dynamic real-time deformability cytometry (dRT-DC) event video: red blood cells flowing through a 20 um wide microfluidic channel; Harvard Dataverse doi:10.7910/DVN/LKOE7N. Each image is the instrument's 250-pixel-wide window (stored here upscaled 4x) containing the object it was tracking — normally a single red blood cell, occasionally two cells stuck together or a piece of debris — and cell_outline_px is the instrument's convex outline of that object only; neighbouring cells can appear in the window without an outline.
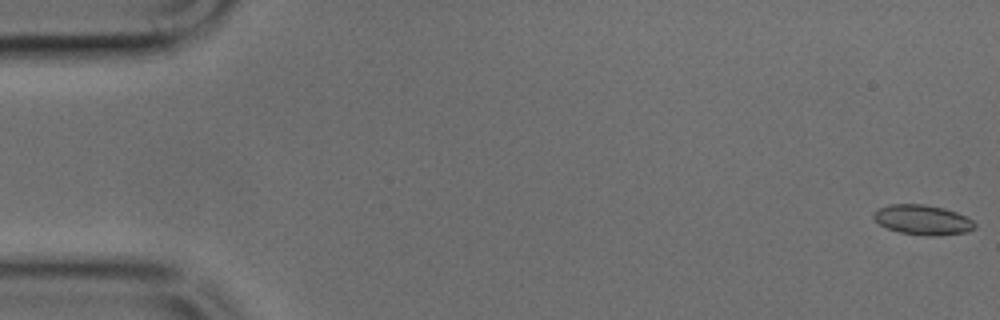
{"species": "common noctule bat (a hibernating species)", "species_latin": "Nyctalus noctula", "temperature_condition": "cold", "stored_images_in_passage": 49, "camera_frame_rate_fps": 3000, "um_per_image_px": 0.085, "animal": {"sex": "male", "body_mass_g": 17.9, "forearm_length_mm": 54.2}, "frame": {"image": 1, "passage_image": 1, "time_ms": 0.0, "image_size_px": [1000, 320], "cell_outline_px": [[976, 228], [968, 232], [932, 236], [924, 236], [900, 232], [888, 228], [880, 224], [872, 216], [872, 212], [888, 204], [924, 204], [944, 208], [956, 212], [972, 220], [976, 224]], "centroid_in_image_um": [78.43, 18.68], "position_along_channel_um": 6.6, "area_um2": 17.63}}
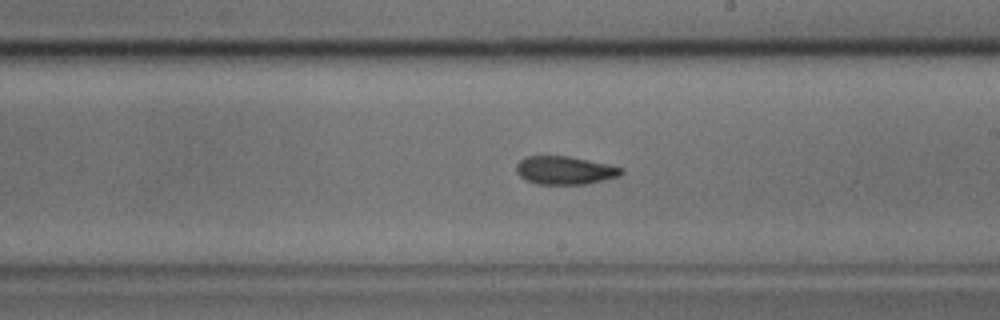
{"frame": {"image": 2, "passage_image": 28, "time_ms": 9.0, "image_size_px": [1000, 320], "cell_outline_px": [[624, 172], [620, 176], [584, 184], [536, 184], [520, 176], [516, 172], [516, 164], [520, 160], [528, 156], [568, 156], [608, 164], [624, 168]], "centroid_in_image_um": [48.02, 14.47], "position_along_channel_um": 241.0, "area_um2": 17.17}}
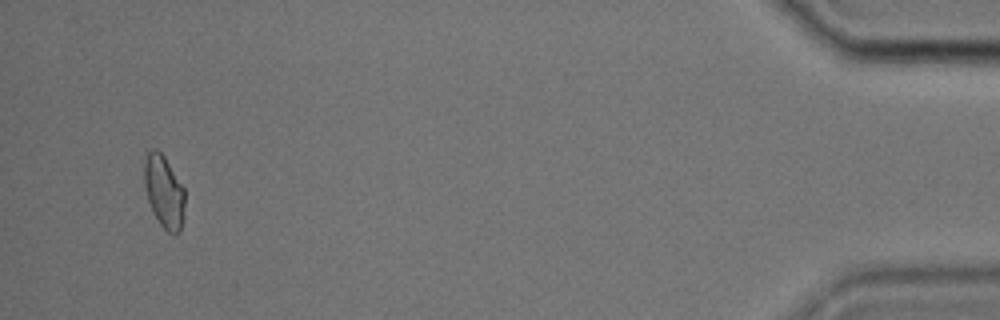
{"frame": {"image": 3, "passage_image": 47, "time_ms": 15.333, "image_size_px": [1000, 320], "cell_outline_px": [[184, 216], [180, 232], [176, 236], [172, 236], [160, 224], [152, 212], [148, 200], [144, 184], [144, 160], [148, 152], [152, 148], [156, 148], [164, 156], [184, 188]], "centroid_in_image_um": [13.94, 16.33], "position_along_channel_um": 421.3, "area_um2": 17.34}}